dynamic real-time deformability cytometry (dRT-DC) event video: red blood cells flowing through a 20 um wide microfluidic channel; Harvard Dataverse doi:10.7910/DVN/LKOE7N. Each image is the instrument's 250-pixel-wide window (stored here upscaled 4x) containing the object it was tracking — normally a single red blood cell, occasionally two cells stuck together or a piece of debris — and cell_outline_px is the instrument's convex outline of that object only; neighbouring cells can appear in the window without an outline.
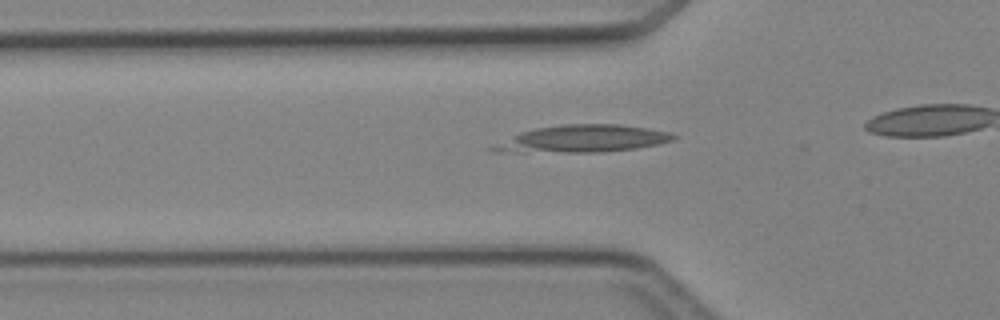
{"species": "Egyptian fruit bat (a non-hibernating species)", "species_latin": "Rousettus aegyptiacus", "temperature_condition": "cold", "stored_images_in_passage": 28, "camera_frame_rate_fps": 3000, "um_per_image_px": 0.085, "animal": {"sex": "female"}, "frame": {"image": 1, "passage_image": 6, "time_ms": 1.667, "image_size_px": [1000, 320], "cell_outline_px": [[680, 136], [672, 140], [656, 144], [636, 148], [600, 152], [492, 152], [488, 148], [520, 132], [536, 128], [564, 124], [620, 124], [668, 132]], "centroid_in_image_um": [49.49, 11.8], "position_along_channel_um": 76.3, "area_um2": 28.38}}
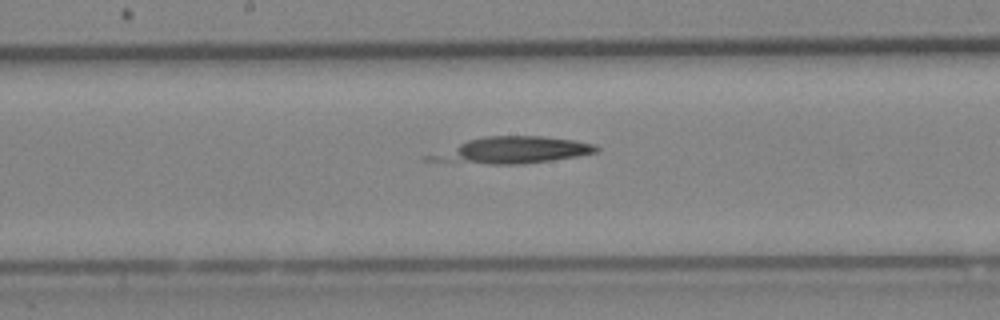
{"frame": {"image": 2, "passage_image": 15, "time_ms": 4.667, "image_size_px": [1000, 320], "cell_outline_px": [[600, 148], [596, 152], [576, 156], [552, 160], [520, 164], [488, 164], [448, 160], [448, 156], [460, 144], [468, 140], [484, 136], [544, 136], [572, 140], [596, 144]], "centroid_in_image_um": [44.11, 12.73], "position_along_channel_um": 204.1, "area_um2": 23.29}}
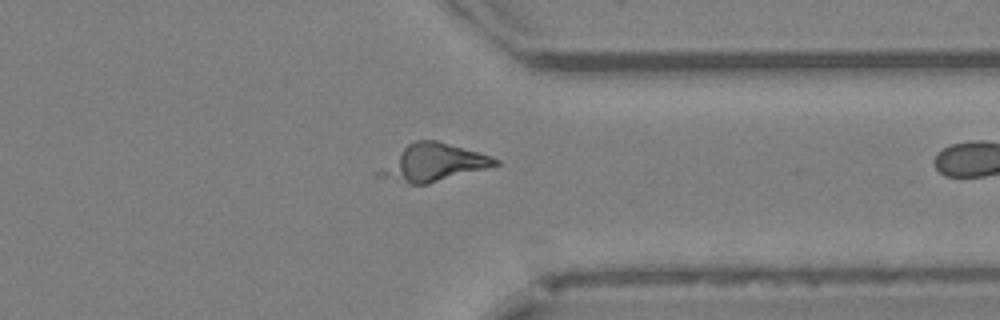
{"frame": {"image": 3, "passage_image": 27, "time_ms": 8.667, "image_size_px": [1000, 320], "cell_outline_px": [[500, 164], [488, 168], [428, 184], [408, 184], [372, 176], [372, 172], [408, 144], [416, 140], [436, 140], [492, 156], [500, 160]], "centroid_in_image_um": [36.76, 13.85], "position_along_channel_um": 374.6, "area_um2": 25.55}}